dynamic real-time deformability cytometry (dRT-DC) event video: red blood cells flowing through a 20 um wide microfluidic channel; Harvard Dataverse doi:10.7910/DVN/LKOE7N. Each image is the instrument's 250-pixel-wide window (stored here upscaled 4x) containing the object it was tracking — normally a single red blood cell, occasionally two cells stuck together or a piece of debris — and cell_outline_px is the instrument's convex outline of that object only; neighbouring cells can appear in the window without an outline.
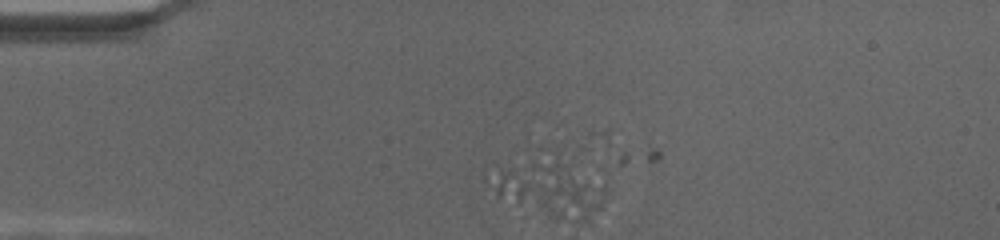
{"species": "human", "species_latin": "Homo sapiens", "temperature_condition": "cold", "stored_images_in_passage": 53, "camera_frame_rate_fps": 3000, "um_per_image_px": 0.085, "donor": {"sex": "female"}, "frame": {"image": 1, "passage_image": 2, "time_ms": 0.333, "image_size_px": [1000, 240], "cell_outline_px": [[604, 188], [600, 208], [588, 224], [548, 216], [496, 200], [484, 184], [484, 176], [500, 168], [556, 152], [572, 156], [604, 180]], "centroid_in_image_um": [46.71, 15.92], "position_along_channel_um": 38.3, "area_um2": 41.56}}
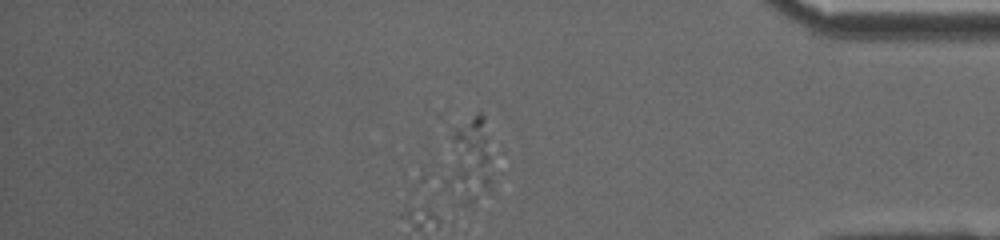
{"frame": {"image": 2, "passage_image": 53, "time_ms": 17.333, "image_size_px": [1000, 240], "cell_outline_px": [[492, 184], [488, 188], [468, 204], [460, 204], [432, 192], [420, 180], [424, 172], [432, 160], [452, 136], [476, 112], [480, 112], [484, 116], [492, 152]], "centroid_in_image_um": [39.32, 13.93], "position_along_channel_um": 395.9, "area_um2": 29.82}}